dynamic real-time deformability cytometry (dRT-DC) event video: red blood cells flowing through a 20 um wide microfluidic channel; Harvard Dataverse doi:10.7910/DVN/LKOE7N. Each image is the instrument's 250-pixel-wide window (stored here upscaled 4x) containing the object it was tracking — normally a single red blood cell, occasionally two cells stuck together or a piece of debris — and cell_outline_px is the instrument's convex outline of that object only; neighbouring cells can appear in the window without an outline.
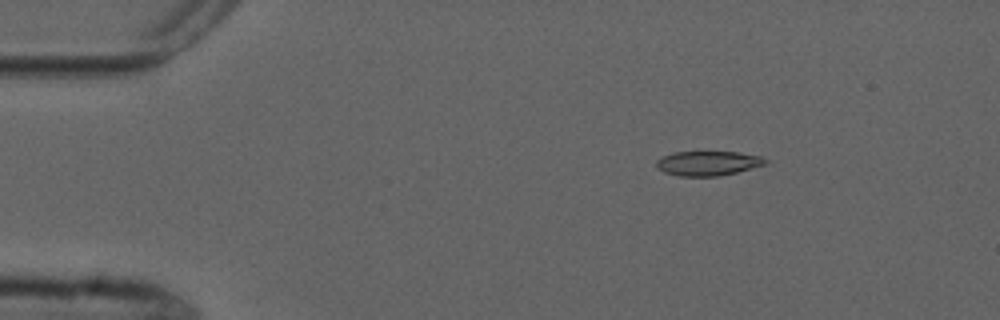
{"species": "common noctule bat (a hibernating species)", "species_latin": "Nyctalus noctula", "temperature_condition": "cold", "stored_images_in_passage": 4, "camera_frame_rate_fps": 3000, "um_per_image_px": 0.085, "animal": {"sex": "male", "forearm_length_mm": 52.5}, "frame": {"image": 1, "passage_image": 3, "time_ms": 2.0, "image_size_px": [1000, 320], "cell_outline_px": [[768, 160], [764, 164], [736, 172], [716, 176], [680, 176], [664, 172], [656, 168], [656, 160], [672, 152], [736, 152], [760, 156]], "centroid_in_image_um": [60.12, 13.87], "position_along_channel_um": 24.9, "area_um2": 15.37}}